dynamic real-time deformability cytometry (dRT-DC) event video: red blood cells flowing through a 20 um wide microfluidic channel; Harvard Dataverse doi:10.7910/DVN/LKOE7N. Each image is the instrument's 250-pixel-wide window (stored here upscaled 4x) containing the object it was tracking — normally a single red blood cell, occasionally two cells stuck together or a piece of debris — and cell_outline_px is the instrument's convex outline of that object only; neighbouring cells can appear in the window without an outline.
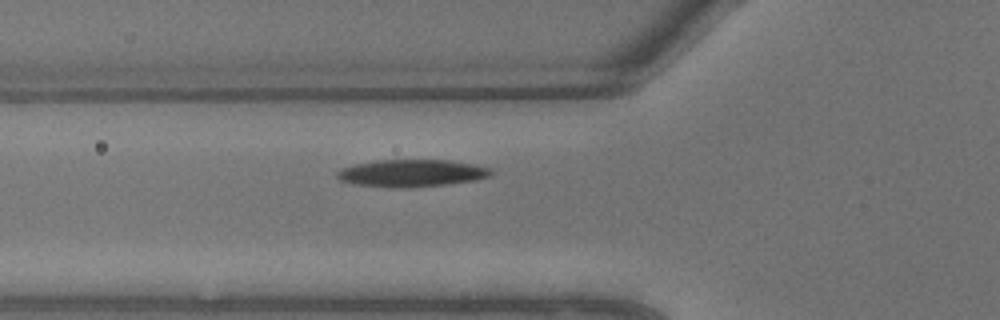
{"species": "common noctule bat (a hibernating species)", "species_latin": "Nyctalus noctula", "temperature_condition": "warm", "stored_images_in_passage": 3, "camera_frame_rate_fps": 3000, "um_per_image_px": 0.085, "animal": {"sex": "male", "body_mass_g": 13.3}, "frame": {"image": 1, "passage_image": 3, "time_ms": 0.667, "image_size_px": [1000, 320], "cell_outline_px": [[492, 172], [488, 176], [476, 180], [448, 184], [408, 188], [392, 188], [356, 184], [340, 180], [336, 176], [336, 172], [340, 168], [356, 164], [376, 160], [448, 160], [472, 164], [492, 168]], "centroid_in_image_um": [34.97, 14.72], "position_along_channel_um": 90.8, "area_um2": 24.51}}